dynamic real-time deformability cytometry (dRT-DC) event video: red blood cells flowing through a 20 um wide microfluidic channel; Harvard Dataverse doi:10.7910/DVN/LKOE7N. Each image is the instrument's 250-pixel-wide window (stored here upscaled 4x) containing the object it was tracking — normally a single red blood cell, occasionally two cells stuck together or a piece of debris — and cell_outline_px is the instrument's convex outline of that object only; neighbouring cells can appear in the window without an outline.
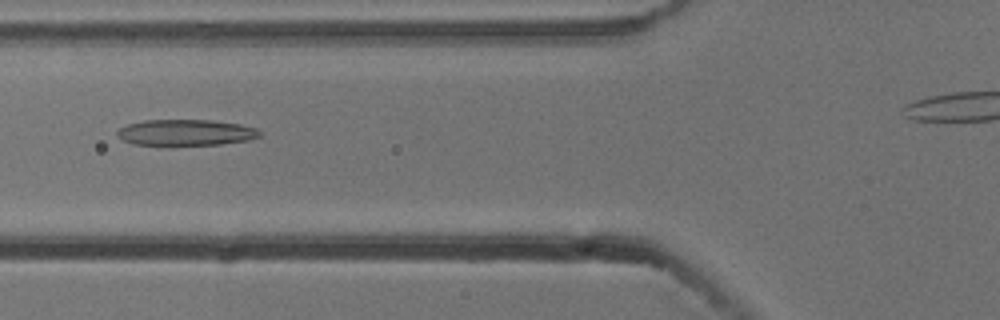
{"species": "common noctule bat (a hibernating species)", "species_latin": "Nyctalus noctula", "temperature_condition": "cold", "stored_images_in_passage": 5, "camera_frame_rate_fps": 3000, "um_per_image_px": 0.085, "animal": {"sex": "male", "body_mass_g": 13.3}, "frame": {"image": 1, "passage_image": 2, "time_ms": 0.333, "image_size_px": [1000, 320], "cell_outline_px": [[260, 136], [248, 140], [220, 144], [132, 144], [116, 136], [116, 132], [120, 128], [128, 124], [144, 120], [212, 120], [240, 124], [256, 128], [260, 132]], "centroid_in_image_um": [15.79, 11.25], "position_along_channel_um": 110.0, "area_um2": 21.33}}
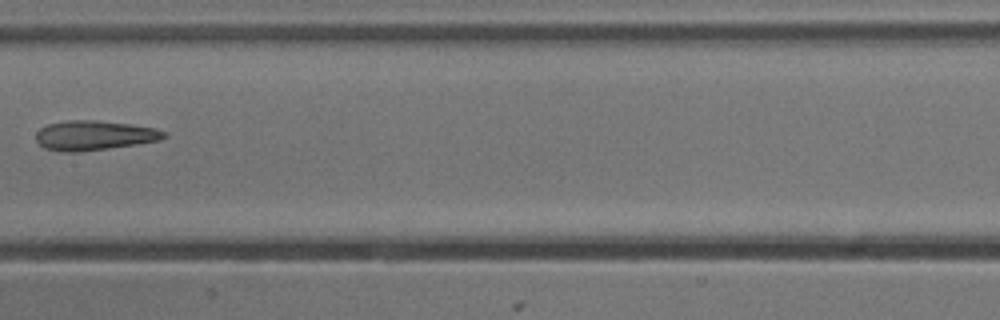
{"frame": {"image": 2, "passage_image": 4, "time_ms": 1.0, "image_size_px": [1000, 320], "cell_outline_px": [[168, 136], [160, 140], [136, 144], [108, 148], [76, 152], [60, 152], [44, 148], [36, 140], [36, 132], [40, 128], [48, 124], [68, 120], [96, 120], [128, 124], [156, 128], [168, 132]], "centroid_in_image_um": [8.01, 11.51], "position_along_channel_um": 199.4, "area_um2": 22.14}}
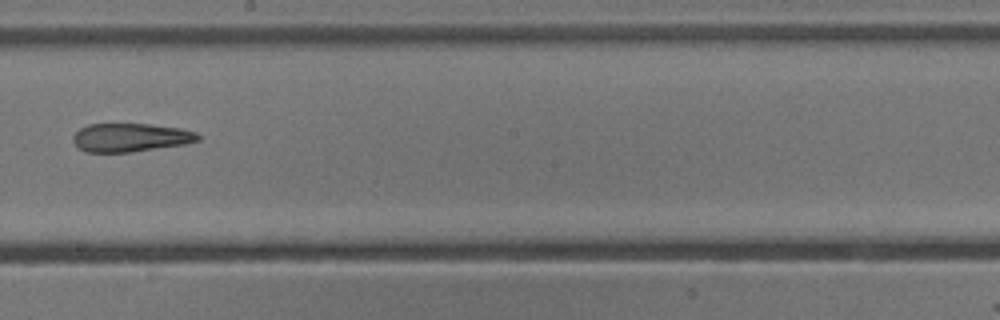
{"frame": {"image": 3, "passage_image": 5, "time_ms": 1.333, "image_size_px": [1000, 320], "cell_outline_px": [[200, 140], [184, 144], [132, 152], [84, 152], [76, 148], [72, 140], [72, 136], [80, 128], [88, 124], [152, 124], [180, 128], [196, 132], [200, 136]], "centroid_in_image_um": [11.05, 11.69], "position_along_channel_um": 237.1, "area_um2": 20.92}}